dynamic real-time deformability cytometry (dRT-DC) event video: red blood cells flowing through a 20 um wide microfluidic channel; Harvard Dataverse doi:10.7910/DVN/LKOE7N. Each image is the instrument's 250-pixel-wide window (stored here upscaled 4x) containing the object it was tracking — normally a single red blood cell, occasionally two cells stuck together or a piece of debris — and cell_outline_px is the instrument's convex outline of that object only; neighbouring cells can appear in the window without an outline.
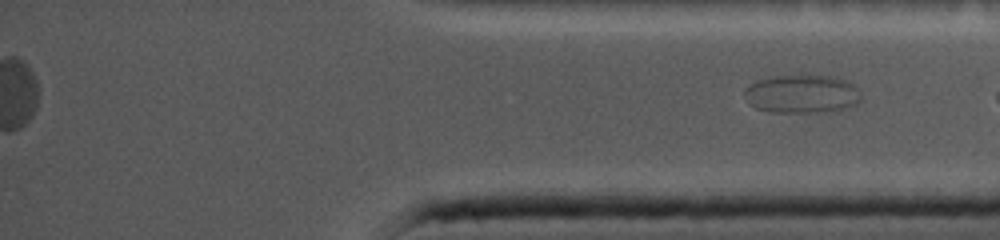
{"species": "common noctule bat (a hibernating species)", "species_latin": "Nyctalus noctula", "temperature_condition": "cold", "stored_images_in_passage": 27, "segment_of_instrument_passage": [2, 2], "camera_frame_rate_fps": 5000, "um_per_image_px": 0.085, "animal": {"sex": "female", "body_mass_g": 19.0, "forearm_length_mm": 56.7}, "frame": {"image": 1, "passage_image": 27, "time_ms": 12.8, "image_size_px": [1000, 240], "cell_outline_px": [[860, 100], [856, 104], [844, 108], [828, 112], [768, 112], [756, 108], [748, 104], [744, 96], [744, 88], [748, 84], [756, 80], [780, 76], [828, 76], [844, 80], [856, 84], [860, 96]], "centroid_in_image_um": [68.12, 8.0], "position_along_channel_um": 367.1, "area_um2": 26.13}}